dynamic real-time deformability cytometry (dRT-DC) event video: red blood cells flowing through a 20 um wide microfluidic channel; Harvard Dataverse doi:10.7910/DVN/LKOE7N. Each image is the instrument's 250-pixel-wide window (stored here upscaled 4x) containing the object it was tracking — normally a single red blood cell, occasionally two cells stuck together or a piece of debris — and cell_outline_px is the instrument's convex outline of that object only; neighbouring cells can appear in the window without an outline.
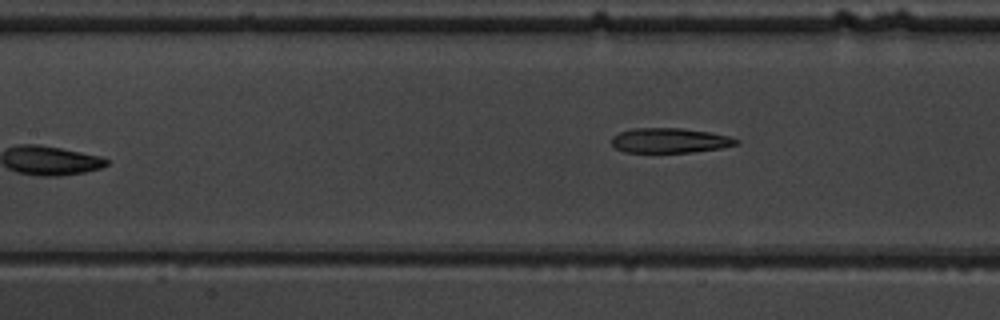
{"species": "common noctule bat (a hibernating species)", "species_latin": "Nyctalus noctula", "temperature_condition": "warm", "stored_images_in_passage": 9, "camera_frame_rate_fps": 3000, "um_per_image_px": 0.085, "animal": {"sex": "male", "body_mass_g": 19.5, "forearm_length_mm": 54.6}, "frame": {"image": 1, "passage_image": 9, "time_ms": 9.333, "image_size_px": [1000, 320], "cell_outline_px": [[740, 140], [736, 144], [720, 148], [692, 152], [624, 152], [616, 148], [612, 144], [612, 136], [620, 132], [632, 128], [680, 128], [708, 132], [728, 136]], "centroid_in_image_um": [56.9, 11.94], "position_along_channel_um": 150.5, "area_um2": 17.86}}